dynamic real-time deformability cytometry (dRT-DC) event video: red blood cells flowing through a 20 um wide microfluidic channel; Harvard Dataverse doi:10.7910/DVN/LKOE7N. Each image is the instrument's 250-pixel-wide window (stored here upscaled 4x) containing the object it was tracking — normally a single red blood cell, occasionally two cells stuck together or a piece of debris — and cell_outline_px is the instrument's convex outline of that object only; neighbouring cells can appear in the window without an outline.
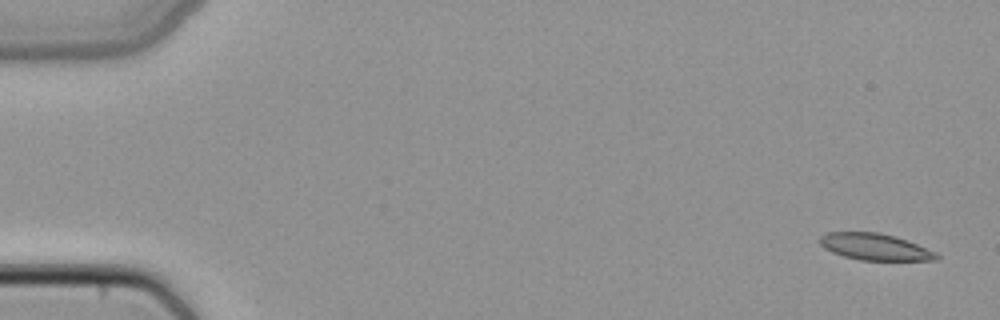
{"species": "common noctule bat (a hibernating species)", "species_latin": "Nyctalus noctula", "temperature_condition": "cold", "stored_images_in_passage": 4, "camera_frame_rate_fps": 3000, "um_per_image_px": 0.085, "animal": {"sex": "female", "body_mass_g": 22.7, "forearm_length_mm": 54.2}, "frame": {"image": 1, "passage_image": 1, "time_ms": 0.0, "image_size_px": [1000, 320], "cell_outline_px": [[940, 260], [860, 260], [844, 256], [832, 252], [824, 248], [820, 244], [820, 236], [828, 232], [880, 232], [896, 236], [936, 252], [940, 256]], "centroid_in_image_um": [74.38, 20.98], "position_along_channel_um": 10.6, "area_um2": 18.09}}